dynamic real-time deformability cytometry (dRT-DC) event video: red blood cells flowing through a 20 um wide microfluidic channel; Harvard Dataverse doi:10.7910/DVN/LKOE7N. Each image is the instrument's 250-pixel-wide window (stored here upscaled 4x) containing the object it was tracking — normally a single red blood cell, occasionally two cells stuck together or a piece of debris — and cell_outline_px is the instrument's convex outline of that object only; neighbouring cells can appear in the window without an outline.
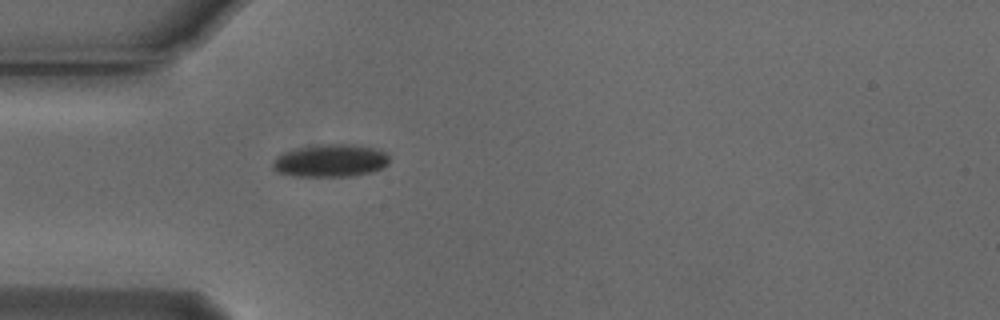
{"species": "Egyptian fruit bat (a non-hibernating species)", "species_latin": "Rousettus aegyptiacus", "temperature_condition": "cold", "stored_images_in_passage": 1, "camera_frame_rate_fps": 3000, "um_per_image_px": 0.085, "animal": {"sex": "male"}, "frame": {"image": 1, "passage_image": 1, "time_ms": 0.0, "image_size_px": [1000, 320], "cell_outline_px": [[388, 164], [384, 168], [372, 172], [352, 176], [296, 176], [276, 172], [272, 168], [272, 164], [276, 156], [284, 152], [296, 148], [324, 144], [352, 144], [372, 148], [384, 152], [388, 156]], "centroid_in_image_um": [28.07, 13.66], "position_along_channel_um": 56.9, "area_um2": 22.2}}